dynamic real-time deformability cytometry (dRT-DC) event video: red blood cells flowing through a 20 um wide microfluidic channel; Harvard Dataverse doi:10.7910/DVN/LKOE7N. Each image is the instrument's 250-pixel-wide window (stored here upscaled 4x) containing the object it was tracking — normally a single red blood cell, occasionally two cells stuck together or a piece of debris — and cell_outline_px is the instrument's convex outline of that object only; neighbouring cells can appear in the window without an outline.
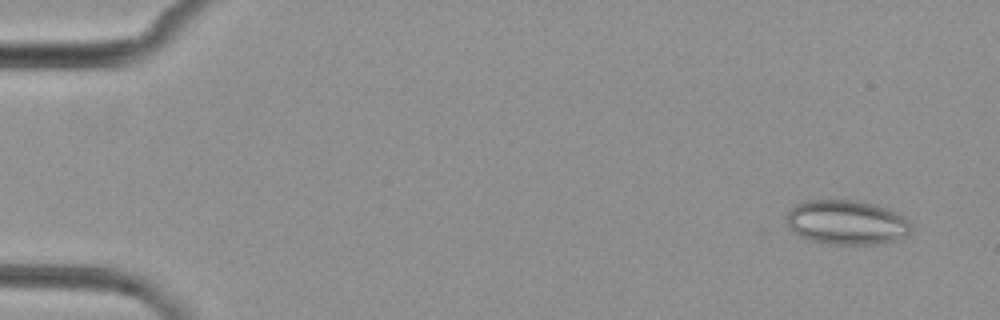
{"species": "common noctule bat (a hibernating species)", "species_latin": "Nyctalus noctula", "temperature_condition": "cold", "stored_images_in_passage": 8, "camera_frame_rate_fps": 3000, "um_per_image_px": 0.085, "animal": {"sex": "female", "body_mass_g": 29.2, "forearm_length_mm": 56.3}, "frame": {"image": 1, "passage_image": 2, "time_ms": 1.0, "image_size_px": [1000, 320], "cell_outline_px": [[912, 228], [908, 236], [896, 240], [880, 244], [828, 244], [808, 240], [800, 236], [788, 228], [784, 216], [796, 204], [804, 200], [860, 200], [876, 204], [888, 208], [908, 220], [912, 224]], "centroid_in_image_um": [71.96, 18.9], "position_along_channel_um": 13.0, "area_um2": 32.89}}
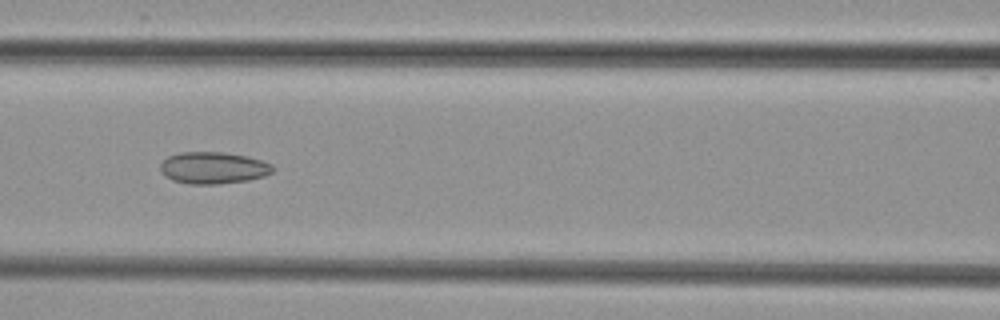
{"frame": {"image": 2, "passage_image": 8, "time_ms": 8.0, "image_size_px": [1000, 320], "cell_outline_px": [[276, 168], [272, 172], [264, 176], [248, 180], [216, 184], [188, 184], [172, 180], [164, 176], [160, 168], [160, 164], [168, 156], [180, 152], [224, 152], [248, 156], [272, 164]], "centroid_in_image_um": [18.13, 14.26], "position_along_channel_um": 148.5, "area_um2": 20.98}}